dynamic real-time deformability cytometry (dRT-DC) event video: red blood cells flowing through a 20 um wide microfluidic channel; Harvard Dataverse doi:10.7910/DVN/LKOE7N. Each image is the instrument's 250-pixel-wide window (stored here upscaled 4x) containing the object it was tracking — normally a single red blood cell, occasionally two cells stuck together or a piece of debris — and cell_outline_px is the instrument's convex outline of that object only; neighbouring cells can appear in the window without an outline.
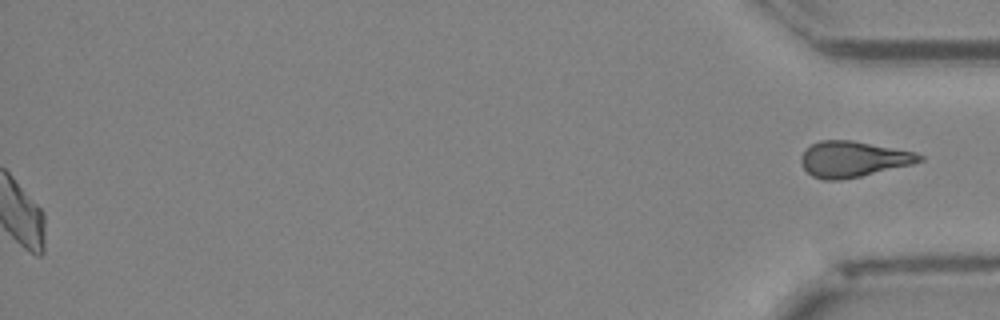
{"species": "Egyptian fruit bat (a non-hibernating species)", "species_latin": "Rousettus aegyptiacus", "temperature_condition": "cold", "stored_images_in_passage": 45, "segment_of_instrument_passage": [2, 2], "camera_frame_rate_fps": 3000, "um_per_image_px": 0.085, "animal": {"sex": "female"}, "frame": {"image": 1, "passage_image": 45, "time_ms": 14.667, "image_size_px": [1000, 320], "cell_outline_px": [[924, 160], [912, 164], [860, 176], [840, 180], [820, 180], [812, 176], [800, 164], [800, 156], [812, 144], [820, 140], [852, 140], [916, 152], [924, 156]], "centroid_in_image_um": [72.5, 13.53], "position_along_channel_um": 362.7, "area_um2": 24.68}}